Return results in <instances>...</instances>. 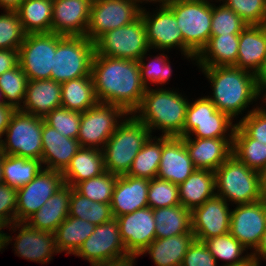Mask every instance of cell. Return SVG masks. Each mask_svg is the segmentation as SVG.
<instances>
[{"label":"cell","instance_id":"32","mask_svg":"<svg viewBox=\"0 0 266 266\" xmlns=\"http://www.w3.org/2000/svg\"><path fill=\"white\" fill-rule=\"evenodd\" d=\"M106 172L103 152L97 148L81 147L62 172L64 183L74 187L86 179Z\"/></svg>","mask_w":266,"mask_h":266},{"label":"cell","instance_id":"42","mask_svg":"<svg viewBox=\"0 0 266 266\" xmlns=\"http://www.w3.org/2000/svg\"><path fill=\"white\" fill-rule=\"evenodd\" d=\"M150 51H147L138 60L141 82L146 88H149L151 84L160 85L163 88L166 83L169 84L168 82L171 79L173 72L171 62L165 51H162V53L160 51L154 57L150 55Z\"/></svg>","mask_w":266,"mask_h":266},{"label":"cell","instance_id":"33","mask_svg":"<svg viewBox=\"0 0 266 266\" xmlns=\"http://www.w3.org/2000/svg\"><path fill=\"white\" fill-rule=\"evenodd\" d=\"M97 103L91 75L61 83V107L83 113Z\"/></svg>","mask_w":266,"mask_h":266},{"label":"cell","instance_id":"36","mask_svg":"<svg viewBox=\"0 0 266 266\" xmlns=\"http://www.w3.org/2000/svg\"><path fill=\"white\" fill-rule=\"evenodd\" d=\"M232 155L248 168L266 174V143L250 138L238 125L232 141Z\"/></svg>","mask_w":266,"mask_h":266},{"label":"cell","instance_id":"62","mask_svg":"<svg viewBox=\"0 0 266 266\" xmlns=\"http://www.w3.org/2000/svg\"><path fill=\"white\" fill-rule=\"evenodd\" d=\"M3 183V166H2V153L0 150V184Z\"/></svg>","mask_w":266,"mask_h":266},{"label":"cell","instance_id":"64","mask_svg":"<svg viewBox=\"0 0 266 266\" xmlns=\"http://www.w3.org/2000/svg\"><path fill=\"white\" fill-rule=\"evenodd\" d=\"M2 104H6V102H5V99H4V96H3V93H2V91H1V89H0V105H2Z\"/></svg>","mask_w":266,"mask_h":266},{"label":"cell","instance_id":"2","mask_svg":"<svg viewBox=\"0 0 266 266\" xmlns=\"http://www.w3.org/2000/svg\"><path fill=\"white\" fill-rule=\"evenodd\" d=\"M197 68H199V72L202 71L211 84L212 95L207 97L216 106L217 110L226 113L234 121L236 119L238 122V118L245 117L252 110L259 107L260 105L256 103L258 100H266V93L260 87L257 76L252 72L235 66ZM252 104L256 106L247 109ZM246 110L247 113L243 116ZM239 115L242 116L239 117Z\"/></svg>","mask_w":266,"mask_h":266},{"label":"cell","instance_id":"30","mask_svg":"<svg viewBox=\"0 0 266 266\" xmlns=\"http://www.w3.org/2000/svg\"><path fill=\"white\" fill-rule=\"evenodd\" d=\"M239 34L211 36L196 56L198 67L234 66L238 57Z\"/></svg>","mask_w":266,"mask_h":266},{"label":"cell","instance_id":"6","mask_svg":"<svg viewBox=\"0 0 266 266\" xmlns=\"http://www.w3.org/2000/svg\"><path fill=\"white\" fill-rule=\"evenodd\" d=\"M173 11L183 36V55L193 62L211 37L212 0H172Z\"/></svg>","mask_w":266,"mask_h":266},{"label":"cell","instance_id":"57","mask_svg":"<svg viewBox=\"0 0 266 266\" xmlns=\"http://www.w3.org/2000/svg\"><path fill=\"white\" fill-rule=\"evenodd\" d=\"M132 1L135 3L136 7L140 11H143L146 9L145 7H143L145 4L154 3L156 5H159V7H166L170 4L172 0H132ZM140 4H142L143 6Z\"/></svg>","mask_w":266,"mask_h":266},{"label":"cell","instance_id":"49","mask_svg":"<svg viewBox=\"0 0 266 266\" xmlns=\"http://www.w3.org/2000/svg\"><path fill=\"white\" fill-rule=\"evenodd\" d=\"M44 121L61 135L77 139L81 121V113L60 107L52 110L44 117Z\"/></svg>","mask_w":266,"mask_h":266},{"label":"cell","instance_id":"23","mask_svg":"<svg viewBox=\"0 0 266 266\" xmlns=\"http://www.w3.org/2000/svg\"><path fill=\"white\" fill-rule=\"evenodd\" d=\"M150 179L119 175L110 203L113 218L148 207Z\"/></svg>","mask_w":266,"mask_h":266},{"label":"cell","instance_id":"63","mask_svg":"<svg viewBox=\"0 0 266 266\" xmlns=\"http://www.w3.org/2000/svg\"><path fill=\"white\" fill-rule=\"evenodd\" d=\"M5 228L7 229L8 226L2 220H0V235H6V232L4 231Z\"/></svg>","mask_w":266,"mask_h":266},{"label":"cell","instance_id":"21","mask_svg":"<svg viewBox=\"0 0 266 266\" xmlns=\"http://www.w3.org/2000/svg\"><path fill=\"white\" fill-rule=\"evenodd\" d=\"M92 0H53L51 32L86 36Z\"/></svg>","mask_w":266,"mask_h":266},{"label":"cell","instance_id":"58","mask_svg":"<svg viewBox=\"0 0 266 266\" xmlns=\"http://www.w3.org/2000/svg\"><path fill=\"white\" fill-rule=\"evenodd\" d=\"M24 0H0V10L16 11Z\"/></svg>","mask_w":266,"mask_h":266},{"label":"cell","instance_id":"65","mask_svg":"<svg viewBox=\"0 0 266 266\" xmlns=\"http://www.w3.org/2000/svg\"><path fill=\"white\" fill-rule=\"evenodd\" d=\"M263 188H264V199L266 200V175H264V185H263Z\"/></svg>","mask_w":266,"mask_h":266},{"label":"cell","instance_id":"39","mask_svg":"<svg viewBox=\"0 0 266 266\" xmlns=\"http://www.w3.org/2000/svg\"><path fill=\"white\" fill-rule=\"evenodd\" d=\"M204 243L217 263L219 260L223 261V264L219 266H236L251 258V253L247 252L249 250L230 233L212 237Z\"/></svg>","mask_w":266,"mask_h":266},{"label":"cell","instance_id":"52","mask_svg":"<svg viewBox=\"0 0 266 266\" xmlns=\"http://www.w3.org/2000/svg\"><path fill=\"white\" fill-rule=\"evenodd\" d=\"M181 266H218L203 241L194 240L188 248Z\"/></svg>","mask_w":266,"mask_h":266},{"label":"cell","instance_id":"9","mask_svg":"<svg viewBox=\"0 0 266 266\" xmlns=\"http://www.w3.org/2000/svg\"><path fill=\"white\" fill-rule=\"evenodd\" d=\"M233 119L216 109L207 96L190 100L185 123L183 138H233L237 125Z\"/></svg>","mask_w":266,"mask_h":266},{"label":"cell","instance_id":"26","mask_svg":"<svg viewBox=\"0 0 266 266\" xmlns=\"http://www.w3.org/2000/svg\"><path fill=\"white\" fill-rule=\"evenodd\" d=\"M266 55V24L247 25L239 34L238 57L234 65L257 75Z\"/></svg>","mask_w":266,"mask_h":266},{"label":"cell","instance_id":"27","mask_svg":"<svg viewBox=\"0 0 266 266\" xmlns=\"http://www.w3.org/2000/svg\"><path fill=\"white\" fill-rule=\"evenodd\" d=\"M61 107V83L51 79L28 80L21 111L44 118Z\"/></svg>","mask_w":266,"mask_h":266},{"label":"cell","instance_id":"29","mask_svg":"<svg viewBox=\"0 0 266 266\" xmlns=\"http://www.w3.org/2000/svg\"><path fill=\"white\" fill-rule=\"evenodd\" d=\"M195 239L193 232L156 238L141 255L149 254L155 266H181L184 255Z\"/></svg>","mask_w":266,"mask_h":266},{"label":"cell","instance_id":"47","mask_svg":"<svg viewBox=\"0 0 266 266\" xmlns=\"http://www.w3.org/2000/svg\"><path fill=\"white\" fill-rule=\"evenodd\" d=\"M147 200L152 209L179 205L178 185L157 177L150 179Z\"/></svg>","mask_w":266,"mask_h":266},{"label":"cell","instance_id":"18","mask_svg":"<svg viewBox=\"0 0 266 266\" xmlns=\"http://www.w3.org/2000/svg\"><path fill=\"white\" fill-rule=\"evenodd\" d=\"M266 229V200L236 205L231 209L229 233L253 252Z\"/></svg>","mask_w":266,"mask_h":266},{"label":"cell","instance_id":"5","mask_svg":"<svg viewBox=\"0 0 266 266\" xmlns=\"http://www.w3.org/2000/svg\"><path fill=\"white\" fill-rule=\"evenodd\" d=\"M216 195L231 206L253 203L264 198V176L231 155L215 171Z\"/></svg>","mask_w":266,"mask_h":266},{"label":"cell","instance_id":"50","mask_svg":"<svg viewBox=\"0 0 266 266\" xmlns=\"http://www.w3.org/2000/svg\"><path fill=\"white\" fill-rule=\"evenodd\" d=\"M261 104L245 117L238 120L237 125L250 138L266 143V100L262 101Z\"/></svg>","mask_w":266,"mask_h":266},{"label":"cell","instance_id":"35","mask_svg":"<svg viewBox=\"0 0 266 266\" xmlns=\"http://www.w3.org/2000/svg\"><path fill=\"white\" fill-rule=\"evenodd\" d=\"M53 0H24L16 10L25 34L51 33Z\"/></svg>","mask_w":266,"mask_h":266},{"label":"cell","instance_id":"7","mask_svg":"<svg viewBox=\"0 0 266 266\" xmlns=\"http://www.w3.org/2000/svg\"><path fill=\"white\" fill-rule=\"evenodd\" d=\"M95 45L86 36L57 34L50 79L59 83L91 75Z\"/></svg>","mask_w":266,"mask_h":266},{"label":"cell","instance_id":"34","mask_svg":"<svg viewBox=\"0 0 266 266\" xmlns=\"http://www.w3.org/2000/svg\"><path fill=\"white\" fill-rule=\"evenodd\" d=\"M156 238L192 232L191 211L181 204L153 209Z\"/></svg>","mask_w":266,"mask_h":266},{"label":"cell","instance_id":"15","mask_svg":"<svg viewBox=\"0 0 266 266\" xmlns=\"http://www.w3.org/2000/svg\"><path fill=\"white\" fill-rule=\"evenodd\" d=\"M14 237L6 233V247L14 240V254L35 263L47 264L59 253L56 247L55 233L40 231L28 226L25 222H14L8 226ZM14 237V238H13Z\"/></svg>","mask_w":266,"mask_h":266},{"label":"cell","instance_id":"61","mask_svg":"<svg viewBox=\"0 0 266 266\" xmlns=\"http://www.w3.org/2000/svg\"><path fill=\"white\" fill-rule=\"evenodd\" d=\"M6 248V235H0V252Z\"/></svg>","mask_w":266,"mask_h":266},{"label":"cell","instance_id":"60","mask_svg":"<svg viewBox=\"0 0 266 266\" xmlns=\"http://www.w3.org/2000/svg\"><path fill=\"white\" fill-rule=\"evenodd\" d=\"M236 266H260V262L257 261L255 258L251 257L249 260H247L243 264L236 265Z\"/></svg>","mask_w":266,"mask_h":266},{"label":"cell","instance_id":"10","mask_svg":"<svg viewBox=\"0 0 266 266\" xmlns=\"http://www.w3.org/2000/svg\"><path fill=\"white\" fill-rule=\"evenodd\" d=\"M94 45L98 55L133 61L151 50L141 15L130 24L104 33Z\"/></svg>","mask_w":266,"mask_h":266},{"label":"cell","instance_id":"16","mask_svg":"<svg viewBox=\"0 0 266 266\" xmlns=\"http://www.w3.org/2000/svg\"><path fill=\"white\" fill-rule=\"evenodd\" d=\"M156 7L152 12L147 9L140 12L150 48L154 52L159 50L167 53L172 49L179 50L190 62V58L183 55V36L173 11L168 6Z\"/></svg>","mask_w":266,"mask_h":266},{"label":"cell","instance_id":"20","mask_svg":"<svg viewBox=\"0 0 266 266\" xmlns=\"http://www.w3.org/2000/svg\"><path fill=\"white\" fill-rule=\"evenodd\" d=\"M128 255L141 253L156 239L153 209L144 207L116 218Z\"/></svg>","mask_w":266,"mask_h":266},{"label":"cell","instance_id":"37","mask_svg":"<svg viewBox=\"0 0 266 266\" xmlns=\"http://www.w3.org/2000/svg\"><path fill=\"white\" fill-rule=\"evenodd\" d=\"M95 224L68 216L56 229L55 240L59 253L74 255L83 242L94 232Z\"/></svg>","mask_w":266,"mask_h":266},{"label":"cell","instance_id":"8","mask_svg":"<svg viewBox=\"0 0 266 266\" xmlns=\"http://www.w3.org/2000/svg\"><path fill=\"white\" fill-rule=\"evenodd\" d=\"M43 121L42 117L16 110L0 140L1 153L41 160Z\"/></svg>","mask_w":266,"mask_h":266},{"label":"cell","instance_id":"38","mask_svg":"<svg viewBox=\"0 0 266 266\" xmlns=\"http://www.w3.org/2000/svg\"><path fill=\"white\" fill-rule=\"evenodd\" d=\"M3 183L19 189L43 169L41 160L2 154Z\"/></svg>","mask_w":266,"mask_h":266},{"label":"cell","instance_id":"45","mask_svg":"<svg viewBox=\"0 0 266 266\" xmlns=\"http://www.w3.org/2000/svg\"><path fill=\"white\" fill-rule=\"evenodd\" d=\"M215 1L212 0L211 36L240 34L248 24L222 2L216 6Z\"/></svg>","mask_w":266,"mask_h":266},{"label":"cell","instance_id":"54","mask_svg":"<svg viewBox=\"0 0 266 266\" xmlns=\"http://www.w3.org/2000/svg\"><path fill=\"white\" fill-rule=\"evenodd\" d=\"M15 111L16 109L11 105H0V140L3 138V135Z\"/></svg>","mask_w":266,"mask_h":266},{"label":"cell","instance_id":"11","mask_svg":"<svg viewBox=\"0 0 266 266\" xmlns=\"http://www.w3.org/2000/svg\"><path fill=\"white\" fill-rule=\"evenodd\" d=\"M127 114L121 106L101 102L81 113L80 146L102 150Z\"/></svg>","mask_w":266,"mask_h":266},{"label":"cell","instance_id":"59","mask_svg":"<svg viewBox=\"0 0 266 266\" xmlns=\"http://www.w3.org/2000/svg\"><path fill=\"white\" fill-rule=\"evenodd\" d=\"M256 76L260 87L266 93V55L264 62L261 66L260 72Z\"/></svg>","mask_w":266,"mask_h":266},{"label":"cell","instance_id":"22","mask_svg":"<svg viewBox=\"0 0 266 266\" xmlns=\"http://www.w3.org/2000/svg\"><path fill=\"white\" fill-rule=\"evenodd\" d=\"M195 169L183 137L162 136V155L157 178L179 185Z\"/></svg>","mask_w":266,"mask_h":266},{"label":"cell","instance_id":"51","mask_svg":"<svg viewBox=\"0 0 266 266\" xmlns=\"http://www.w3.org/2000/svg\"><path fill=\"white\" fill-rule=\"evenodd\" d=\"M17 189L0 184V220L7 226L16 222Z\"/></svg>","mask_w":266,"mask_h":266},{"label":"cell","instance_id":"4","mask_svg":"<svg viewBox=\"0 0 266 266\" xmlns=\"http://www.w3.org/2000/svg\"><path fill=\"white\" fill-rule=\"evenodd\" d=\"M151 135L144 123L128 113L102 149L105 170L116 175L127 174Z\"/></svg>","mask_w":266,"mask_h":266},{"label":"cell","instance_id":"1","mask_svg":"<svg viewBox=\"0 0 266 266\" xmlns=\"http://www.w3.org/2000/svg\"><path fill=\"white\" fill-rule=\"evenodd\" d=\"M91 76L98 102L121 106L127 113L140 105L146 91L138 61L95 53Z\"/></svg>","mask_w":266,"mask_h":266},{"label":"cell","instance_id":"44","mask_svg":"<svg viewBox=\"0 0 266 266\" xmlns=\"http://www.w3.org/2000/svg\"><path fill=\"white\" fill-rule=\"evenodd\" d=\"M27 82V76L19 64L0 75V89L7 105H11L16 110L21 109L26 95Z\"/></svg>","mask_w":266,"mask_h":266},{"label":"cell","instance_id":"43","mask_svg":"<svg viewBox=\"0 0 266 266\" xmlns=\"http://www.w3.org/2000/svg\"><path fill=\"white\" fill-rule=\"evenodd\" d=\"M118 176L106 171L100 176L77 183L73 188L93 202L111 203Z\"/></svg>","mask_w":266,"mask_h":266},{"label":"cell","instance_id":"19","mask_svg":"<svg viewBox=\"0 0 266 266\" xmlns=\"http://www.w3.org/2000/svg\"><path fill=\"white\" fill-rule=\"evenodd\" d=\"M230 204L215 195L191 211L192 232L196 240L205 241L229 233Z\"/></svg>","mask_w":266,"mask_h":266},{"label":"cell","instance_id":"53","mask_svg":"<svg viewBox=\"0 0 266 266\" xmlns=\"http://www.w3.org/2000/svg\"><path fill=\"white\" fill-rule=\"evenodd\" d=\"M18 65V50L0 49V75Z\"/></svg>","mask_w":266,"mask_h":266},{"label":"cell","instance_id":"13","mask_svg":"<svg viewBox=\"0 0 266 266\" xmlns=\"http://www.w3.org/2000/svg\"><path fill=\"white\" fill-rule=\"evenodd\" d=\"M74 256L88 261L91 266L128 256L116 218L96 225L94 232L83 242Z\"/></svg>","mask_w":266,"mask_h":266},{"label":"cell","instance_id":"14","mask_svg":"<svg viewBox=\"0 0 266 266\" xmlns=\"http://www.w3.org/2000/svg\"><path fill=\"white\" fill-rule=\"evenodd\" d=\"M140 12L132 0H92L86 37L95 42L104 33L135 21Z\"/></svg>","mask_w":266,"mask_h":266},{"label":"cell","instance_id":"55","mask_svg":"<svg viewBox=\"0 0 266 266\" xmlns=\"http://www.w3.org/2000/svg\"><path fill=\"white\" fill-rule=\"evenodd\" d=\"M136 258H138V256L128 255L126 257L113 261H107L101 264H97L95 266H135L137 265L135 264L137 262Z\"/></svg>","mask_w":266,"mask_h":266},{"label":"cell","instance_id":"31","mask_svg":"<svg viewBox=\"0 0 266 266\" xmlns=\"http://www.w3.org/2000/svg\"><path fill=\"white\" fill-rule=\"evenodd\" d=\"M180 204L192 211L216 195L215 172L195 169L191 175L178 185Z\"/></svg>","mask_w":266,"mask_h":266},{"label":"cell","instance_id":"12","mask_svg":"<svg viewBox=\"0 0 266 266\" xmlns=\"http://www.w3.org/2000/svg\"><path fill=\"white\" fill-rule=\"evenodd\" d=\"M57 34H26L18 50V64L28 80L50 79Z\"/></svg>","mask_w":266,"mask_h":266},{"label":"cell","instance_id":"24","mask_svg":"<svg viewBox=\"0 0 266 266\" xmlns=\"http://www.w3.org/2000/svg\"><path fill=\"white\" fill-rule=\"evenodd\" d=\"M80 148L77 139L61 135L43 121L41 158L43 168L63 172Z\"/></svg>","mask_w":266,"mask_h":266},{"label":"cell","instance_id":"3","mask_svg":"<svg viewBox=\"0 0 266 266\" xmlns=\"http://www.w3.org/2000/svg\"><path fill=\"white\" fill-rule=\"evenodd\" d=\"M175 88H146L140 105L133 115L144 123L151 134L183 137V126L190 99ZM154 132V133H153Z\"/></svg>","mask_w":266,"mask_h":266},{"label":"cell","instance_id":"17","mask_svg":"<svg viewBox=\"0 0 266 266\" xmlns=\"http://www.w3.org/2000/svg\"><path fill=\"white\" fill-rule=\"evenodd\" d=\"M64 184L62 172L43 168L33 180L17 189L16 222H26Z\"/></svg>","mask_w":266,"mask_h":266},{"label":"cell","instance_id":"40","mask_svg":"<svg viewBox=\"0 0 266 266\" xmlns=\"http://www.w3.org/2000/svg\"><path fill=\"white\" fill-rule=\"evenodd\" d=\"M162 155V135H151L133 160L126 175L154 179L157 177Z\"/></svg>","mask_w":266,"mask_h":266},{"label":"cell","instance_id":"56","mask_svg":"<svg viewBox=\"0 0 266 266\" xmlns=\"http://www.w3.org/2000/svg\"><path fill=\"white\" fill-rule=\"evenodd\" d=\"M251 257L255 258L259 262H261V260L266 261V229L262 235L259 245L253 252H251Z\"/></svg>","mask_w":266,"mask_h":266},{"label":"cell","instance_id":"48","mask_svg":"<svg viewBox=\"0 0 266 266\" xmlns=\"http://www.w3.org/2000/svg\"><path fill=\"white\" fill-rule=\"evenodd\" d=\"M232 9L248 25L266 24V0H216Z\"/></svg>","mask_w":266,"mask_h":266},{"label":"cell","instance_id":"41","mask_svg":"<svg viewBox=\"0 0 266 266\" xmlns=\"http://www.w3.org/2000/svg\"><path fill=\"white\" fill-rule=\"evenodd\" d=\"M100 225L113 218L110 203L93 202L71 187L69 215Z\"/></svg>","mask_w":266,"mask_h":266},{"label":"cell","instance_id":"46","mask_svg":"<svg viewBox=\"0 0 266 266\" xmlns=\"http://www.w3.org/2000/svg\"><path fill=\"white\" fill-rule=\"evenodd\" d=\"M25 35L17 12L3 10L0 14V49L19 50Z\"/></svg>","mask_w":266,"mask_h":266},{"label":"cell","instance_id":"25","mask_svg":"<svg viewBox=\"0 0 266 266\" xmlns=\"http://www.w3.org/2000/svg\"><path fill=\"white\" fill-rule=\"evenodd\" d=\"M196 169L215 171L232 155L233 138H183Z\"/></svg>","mask_w":266,"mask_h":266},{"label":"cell","instance_id":"28","mask_svg":"<svg viewBox=\"0 0 266 266\" xmlns=\"http://www.w3.org/2000/svg\"><path fill=\"white\" fill-rule=\"evenodd\" d=\"M71 186L64 184L25 222L33 229L54 233L68 217Z\"/></svg>","mask_w":266,"mask_h":266}]
</instances>
